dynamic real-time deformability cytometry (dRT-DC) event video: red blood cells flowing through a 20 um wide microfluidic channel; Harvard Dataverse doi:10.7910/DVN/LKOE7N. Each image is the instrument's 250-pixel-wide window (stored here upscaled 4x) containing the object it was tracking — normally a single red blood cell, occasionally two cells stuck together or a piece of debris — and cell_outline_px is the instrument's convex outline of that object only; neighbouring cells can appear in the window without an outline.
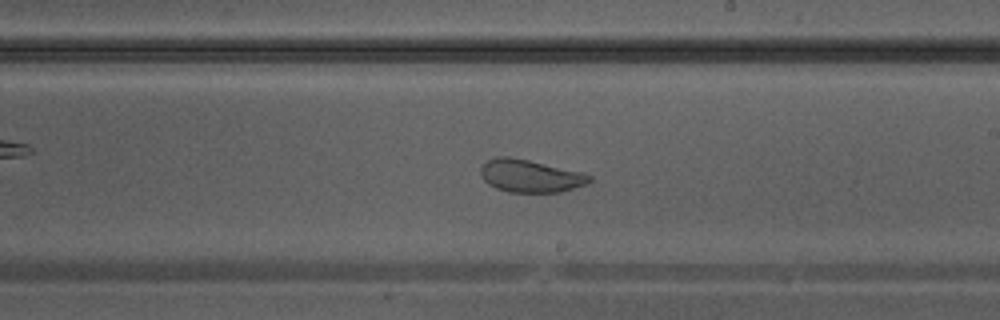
{"species": "Egyptian fruit bat (a non-hibernating species)", "species_latin": "Rousettus aegyptiacus", "temperature_condition": "warm", "stored_images_in_passage": 41, "camera_frame_rate_fps": 3000, "um_per_image_px": 0.085, "animal": {"sex": "male"}, "frame": {"image": 1, "passage_image": 24, "time_ms": 7.667, "image_size_px": [1000, 320], "cell_outline_px": [[592, 180], [588, 184], [560, 192], [508, 192], [496, 188], [488, 184], [484, 180], [480, 172], [480, 168], [488, 160], [496, 156], [508, 156], [528, 160], [584, 172], [592, 176]], "centroid_in_image_um": [45.1, 14.95], "position_along_channel_um": 243.9, "area_um2": 20.81}}